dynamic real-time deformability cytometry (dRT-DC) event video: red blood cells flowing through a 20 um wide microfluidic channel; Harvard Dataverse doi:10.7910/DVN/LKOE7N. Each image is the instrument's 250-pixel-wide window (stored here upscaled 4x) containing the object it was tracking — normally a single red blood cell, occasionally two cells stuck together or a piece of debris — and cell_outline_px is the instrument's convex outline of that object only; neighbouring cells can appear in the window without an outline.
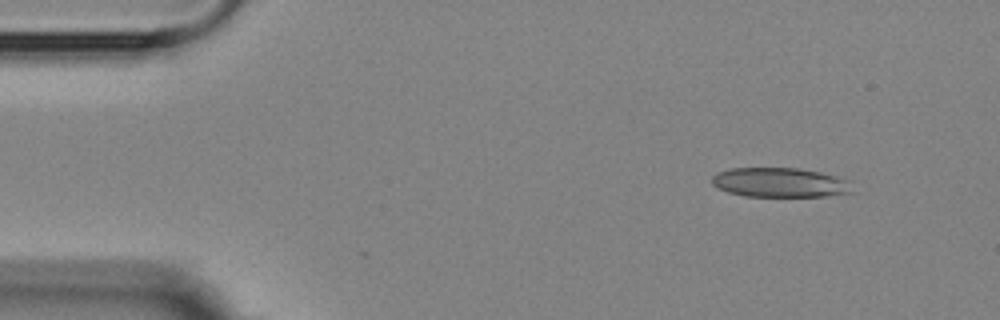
{"species": "Egyptian fruit bat (a non-hibernating species)", "species_latin": "Rousettus aegyptiacus", "temperature_condition": "room temperature", "stored_images_in_passage": 4, "camera_frame_rate_fps": 3000, "um_per_image_px": 0.085, "animal": {"sex": "female"}, "frame": {"image": 1, "passage_image": 1, "time_ms": 0.0, "image_size_px": [1000, 320], "cell_outline_px": [[856, 192], [824, 196], [744, 196], [728, 192], [712, 184], [712, 176], [716, 172], [732, 168], [800, 168], [820, 172], [852, 180]], "centroid_in_image_um": [66.38, 15.51], "position_along_channel_um": 18.6, "area_um2": 24.45}}
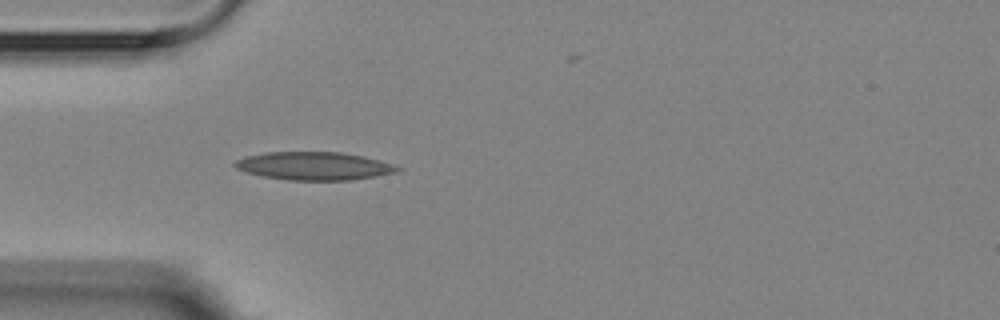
{"frame": {"image": 2, "passage_image": 4, "time_ms": 3.333, "image_size_px": [1000, 320], "cell_outline_px": [[404, 168], [396, 172], [376, 176], [352, 180], [288, 180], [264, 176], [244, 172], [236, 168], [232, 164], [236, 160], [244, 156], [264, 152], [340, 152], [364, 156], [392, 164]], "centroid_in_image_um": [26.67, 14.1], "position_along_channel_um": 58.3, "area_um2": 26.7}}